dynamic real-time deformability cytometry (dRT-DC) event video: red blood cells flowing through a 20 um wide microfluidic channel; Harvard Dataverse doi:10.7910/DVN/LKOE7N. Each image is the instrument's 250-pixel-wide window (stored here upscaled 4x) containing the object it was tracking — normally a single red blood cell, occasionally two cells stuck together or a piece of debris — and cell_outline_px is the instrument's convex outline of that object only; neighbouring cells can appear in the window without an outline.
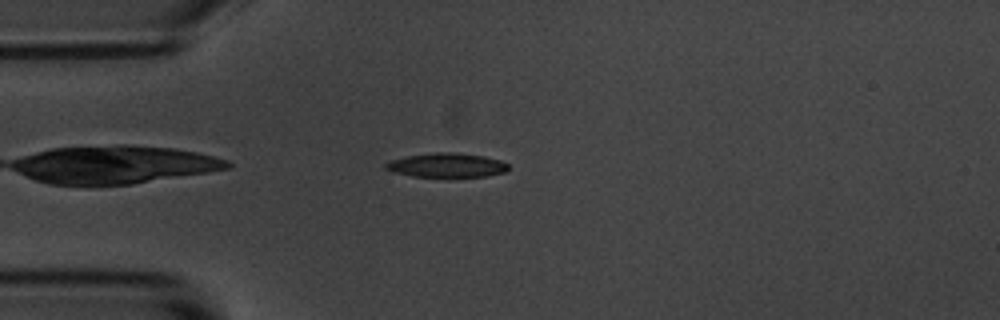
{"species": "common noctule bat (a hibernating species)", "species_latin": "Nyctalus noctula", "temperature_condition": "room temperature", "stored_images_in_passage": 2, "camera_frame_rate_fps": 3000, "um_per_image_px": 0.085, "animal": {"sex": "male", "body_mass_g": 20.1, "forearm_length_mm": 53.5}, "frame": {"image": 1, "passage_image": 1, "time_ms": 0.0, "image_size_px": [1000, 320], "cell_outline_px": [[508, 168], [504, 172], [484, 176], [412, 176], [392, 172], [384, 168], [384, 164], [392, 160], [408, 156], [436, 152], [452, 152], [484, 156], [500, 160], [508, 164]], "centroid_in_image_um": [37.95, 14.03], "position_along_channel_um": 47.1, "area_um2": 16.99}}